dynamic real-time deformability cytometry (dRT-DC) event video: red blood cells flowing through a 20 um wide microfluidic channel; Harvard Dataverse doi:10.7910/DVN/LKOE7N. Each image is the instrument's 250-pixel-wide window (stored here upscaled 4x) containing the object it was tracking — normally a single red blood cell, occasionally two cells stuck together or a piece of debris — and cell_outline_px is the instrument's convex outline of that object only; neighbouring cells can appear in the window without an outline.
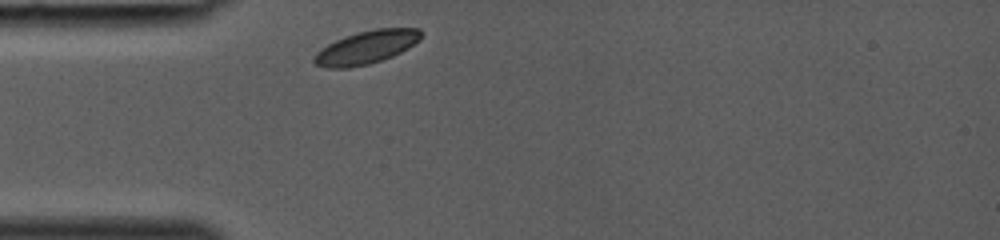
{"species": "common noctule bat (a hibernating species)", "species_latin": "Nyctalus noctula", "temperature_condition": "room temperature", "stored_images_in_passage": 24, "camera_frame_rate_fps": 3000, "um_per_image_px": 0.085, "animal": {"sex": "female", "body_mass_g": 19.0, "forearm_length_mm": 53.3}, "frame": {"image": 1, "passage_image": 1, "time_ms": 0.0, "image_size_px": [1000, 240], "cell_outline_px": [[420, 40], [408, 48], [392, 56], [368, 64], [348, 68], [324, 68], [316, 64], [312, 60], [316, 52], [320, 48], [344, 36], [356, 32], [376, 28], [420, 28]], "centroid_in_image_um": [31.1, 4.02], "position_along_channel_um": 53.9, "area_um2": 20.63}}
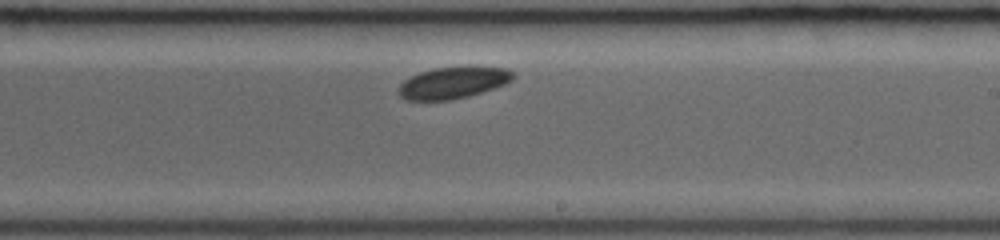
{"frame": {"image": 2, "passage_image": 14, "time_ms": 4.333, "image_size_px": [1000, 240], "cell_outline_px": [[516, 76], [512, 80], [504, 84], [468, 96], [452, 100], [408, 100], [400, 96], [396, 92], [400, 84], [404, 80], [420, 72], [432, 68], [476, 64], [508, 68]], "centroid_in_image_um": [38.54, 6.98], "position_along_channel_um": 250.5, "area_um2": 21.73}}
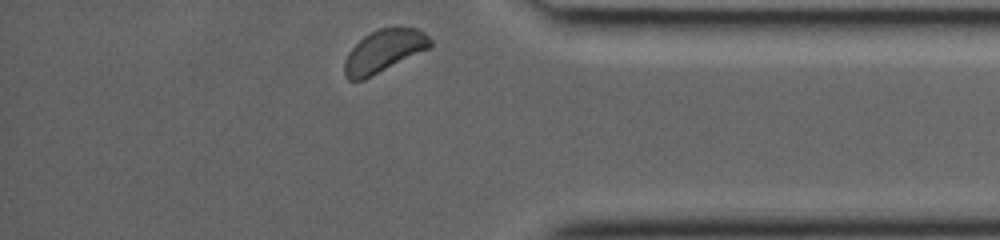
{"frame": {"image": 3, "passage_image": 24, "time_ms": 7.667, "image_size_px": [1000, 240], "cell_outline_px": [[432, 48], [364, 80], [348, 80], [344, 76], [344, 60], [348, 52], [364, 36], [380, 28], [416, 28], [424, 32], [432, 40]], "centroid_in_image_um": [32.65, 4.37], "position_along_channel_um": 402.6, "area_um2": 21.44}}